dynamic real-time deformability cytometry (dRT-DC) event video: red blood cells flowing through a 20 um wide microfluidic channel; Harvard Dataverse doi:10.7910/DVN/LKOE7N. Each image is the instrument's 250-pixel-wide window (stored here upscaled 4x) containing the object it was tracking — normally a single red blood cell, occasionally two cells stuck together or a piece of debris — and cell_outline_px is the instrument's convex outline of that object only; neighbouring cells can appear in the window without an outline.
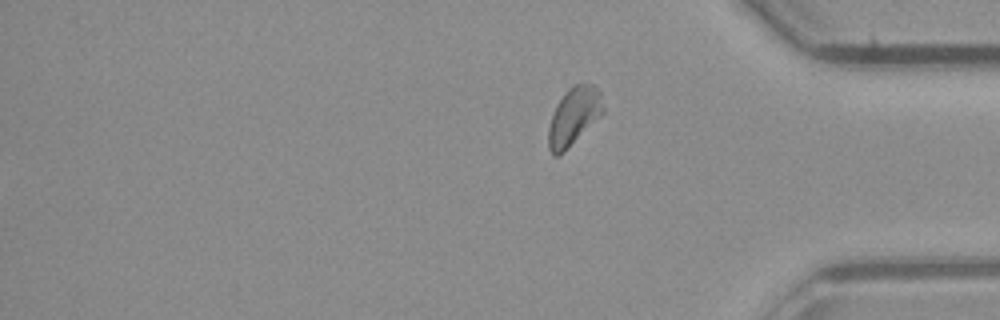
{"species": "common noctule bat (a hibernating species)", "species_latin": "Nyctalus noctula", "temperature_condition": "room temperature", "stored_images_in_passage": 43, "camera_frame_rate_fps": 3000, "um_per_image_px": 0.085, "animal": {"sex": "male", "body_mass_g": 23.1, "forearm_length_mm": 52.7}, "frame": {"image": 1, "passage_image": 43, "time_ms": 14.0, "image_size_px": [1000, 320], "cell_outline_px": [[604, 112], [564, 152], [556, 156], [552, 156], [548, 148], [548, 128], [556, 104], [564, 92], [572, 84], [592, 84], [600, 88], [604, 108]], "centroid_in_image_um": [48.77, 9.86], "position_along_channel_um": 386.4, "area_um2": 18.55}}